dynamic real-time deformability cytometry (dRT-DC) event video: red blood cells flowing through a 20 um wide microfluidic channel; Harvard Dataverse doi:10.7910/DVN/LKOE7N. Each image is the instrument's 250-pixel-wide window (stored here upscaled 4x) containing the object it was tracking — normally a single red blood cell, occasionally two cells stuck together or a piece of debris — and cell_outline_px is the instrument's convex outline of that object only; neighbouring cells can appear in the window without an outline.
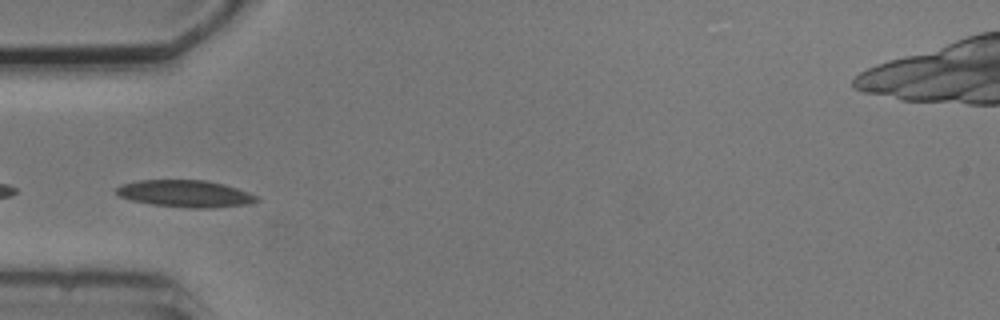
{"species": "common noctule bat (a hibernating species)", "species_latin": "Nyctalus noctula", "temperature_condition": "cold", "stored_images_in_passage": 8, "camera_frame_rate_fps": 3000, "um_per_image_px": 0.085, "animal": {"sex": "male", "body_mass_g": 20.5, "forearm_length_mm": 52.5}, "frame": {"image": 1, "passage_image": 5, "time_ms": 4.667, "image_size_px": [1000, 320], "cell_outline_px": [[260, 200], [248, 204], [212, 208], [188, 208], [152, 204], [132, 200], [120, 196], [116, 192], [116, 188], [120, 184], [140, 180], [204, 180], [224, 184], [248, 192], [256, 196]], "centroid_in_image_um": [15.75, 16.46], "position_along_channel_um": 69.3, "area_um2": 21.96}}
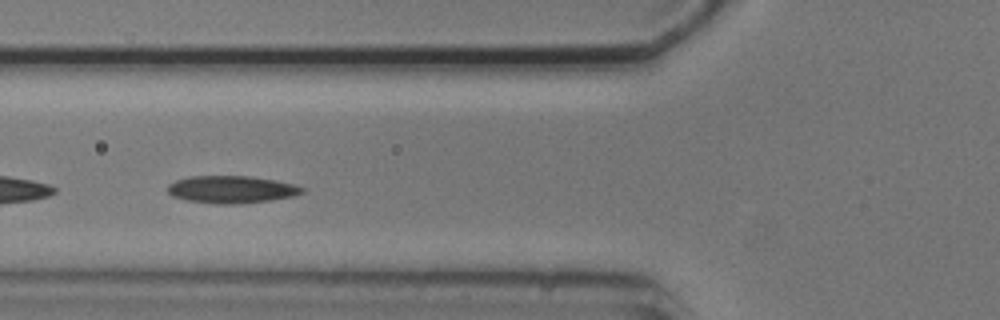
{"frame": {"image": 2, "passage_image": 6, "time_ms": 5.667, "image_size_px": [1000, 320], "cell_outline_px": [[304, 192], [296, 196], [272, 200], [244, 204], [216, 204], [188, 200], [172, 196], [168, 192], [168, 184], [176, 180], [188, 176], [248, 176], [276, 180], [292, 184], [304, 188]], "centroid_in_image_um": [19.69, 16.11], "position_along_channel_um": 106.1, "area_um2": 21.62}}
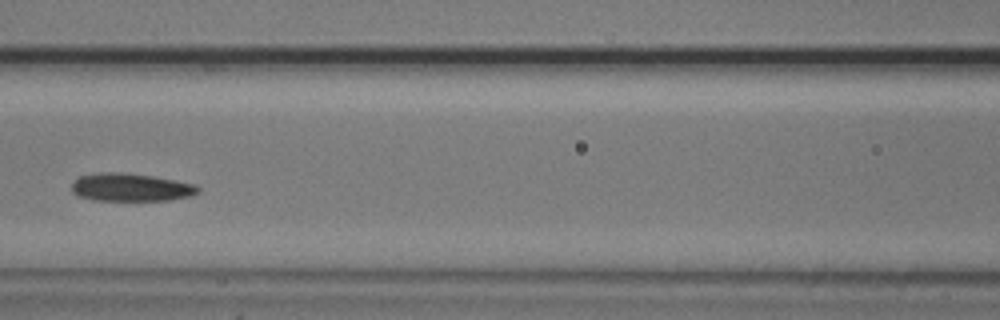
{"frame": {"image": 3, "passage_image": 7, "time_ms": 7.0, "image_size_px": [1000, 320], "cell_outline_px": [[200, 192], [188, 196], [168, 200], [92, 200], [76, 196], [72, 192], [72, 180], [80, 176], [96, 172], [124, 172], [152, 176], [176, 180], [196, 184], [200, 188]], "centroid_in_image_um": [11.07, 15.91], "position_along_channel_um": 155.5, "area_um2": 20.81}}